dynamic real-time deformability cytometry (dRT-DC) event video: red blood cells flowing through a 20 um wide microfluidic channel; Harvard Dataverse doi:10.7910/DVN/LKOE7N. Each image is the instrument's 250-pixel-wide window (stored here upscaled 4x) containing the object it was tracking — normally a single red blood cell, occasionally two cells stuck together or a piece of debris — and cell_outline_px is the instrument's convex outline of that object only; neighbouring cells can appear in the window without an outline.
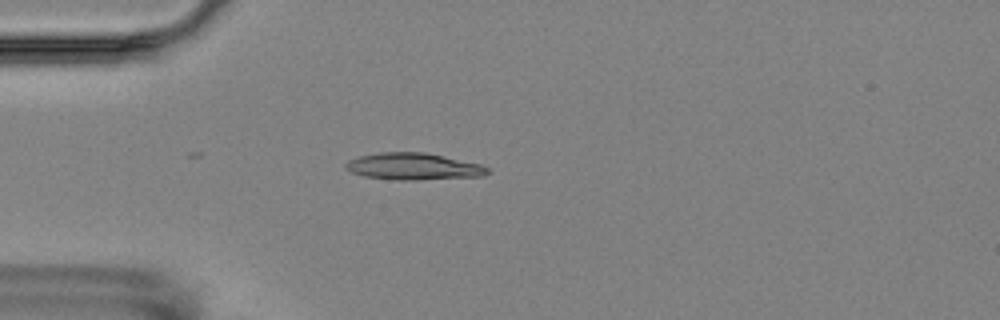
{"species": "Egyptian fruit bat (a non-hibernating species)", "species_latin": "Rousettus aegyptiacus", "temperature_condition": "room temperature", "stored_images_in_passage": 5, "camera_frame_rate_fps": 3000, "um_per_image_px": 0.085, "animal": {"sex": "female"}, "frame": {"image": 1, "passage_image": 5, "time_ms": 4.667, "image_size_px": [1000, 320], "cell_outline_px": [[488, 172], [484, 176], [416, 180], [400, 180], [364, 176], [352, 172], [344, 164], [348, 160], [360, 156], [380, 152], [424, 152], [480, 164], [488, 168]], "centroid_in_image_um": [35.14, 14.15], "position_along_channel_um": 49.9, "area_um2": 21.91}}